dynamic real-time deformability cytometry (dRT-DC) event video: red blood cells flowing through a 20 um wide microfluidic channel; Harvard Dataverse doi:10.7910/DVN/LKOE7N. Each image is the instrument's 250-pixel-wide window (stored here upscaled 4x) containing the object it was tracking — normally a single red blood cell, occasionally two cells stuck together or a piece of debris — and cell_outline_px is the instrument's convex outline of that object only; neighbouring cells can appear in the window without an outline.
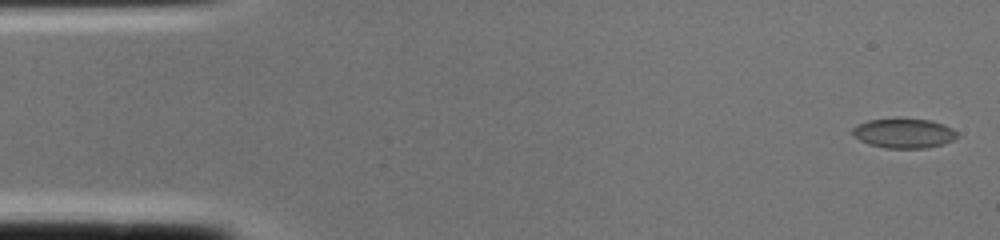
{"species": "common noctule bat (a hibernating species)", "species_latin": "Nyctalus noctula", "temperature_condition": "cold", "stored_images_in_passage": 2, "segment_of_instrument_passage": [2, 2], "camera_frame_rate_fps": 3000, "um_per_image_px": 0.085, "animal": {"sex": "female", "body_mass_g": 22.0, "forearm_length_mm": 56.7}, "frame": {"image": 1, "passage_image": 2, "time_ms": 0.333, "image_size_px": [1000, 240], "cell_outline_px": [[960, 136], [944, 144], [924, 148], [884, 148], [868, 144], [852, 136], [852, 128], [868, 120], [896, 116], [900, 116], [932, 120], [944, 124], [952, 128]], "centroid_in_image_um": [76.82, 11.29], "position_along_channel_um": 8.2, "area_um2": 18.79}}